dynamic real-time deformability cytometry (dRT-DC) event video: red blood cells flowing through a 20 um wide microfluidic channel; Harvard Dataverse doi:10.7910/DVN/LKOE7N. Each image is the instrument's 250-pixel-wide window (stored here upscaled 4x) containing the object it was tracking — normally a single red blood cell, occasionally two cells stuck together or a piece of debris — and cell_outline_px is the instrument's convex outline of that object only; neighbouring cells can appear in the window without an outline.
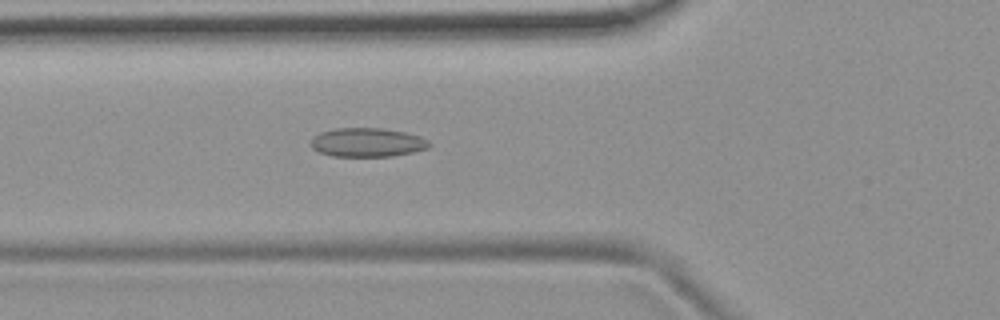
{"species": "common noctule bat (a hibernating species)", "species_latin": "Nyctalus noctula", "temperature_condition": "room temperature", "stored_images_in_passage": 53, "camera_frame_rate_fps": 3000, "um_per_image_px": 0.085, "animal": {"sex": "female", "body_mass_g": 19.9}, "frame": {"image": 1, "passage_image": 19, "time_ms": 6.0, "image_size_px": [1000, 320], "cell_outline_px": [[432, 144], [428, 148], [412, 152], [392, 156], [332, 156], [320, 152], [312, 148], [312, 140], [320, 132], [336, 128], [380, 128], [404, 132], [420, 136], [428, 140]], "centroid_in_image_um": [31.25, 12.1], "position_along_channel_um": 94.5, "area_um2": 19.77}}
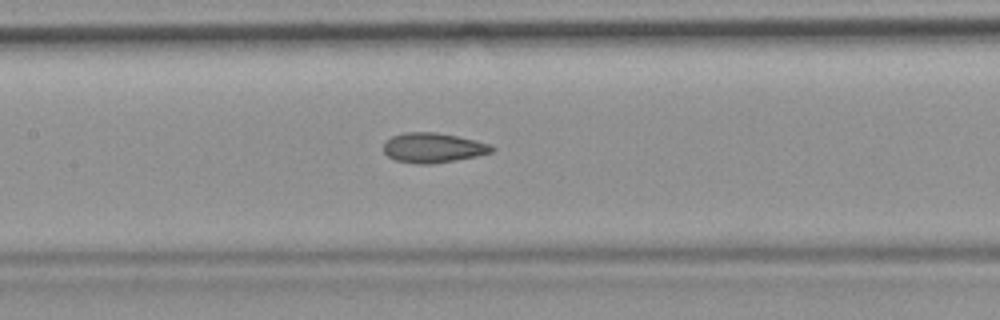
{"frame": {"image": 2, "passage_image": 25, "time_ms": 8.0, "image_size_px": [1000, 320], "cell_outline_px": [[496, 148], [492, 152], [476, 156], [456, 160], [432, 164], [420, 164], [396, 160], [388, 156], [384, 152], [384, 144], [392, 136], [404, 132], [436, 132], [476, 140], [492, 144]], "centroid_in_image_um": [36.85, 12.55], "position_along_channel_um": 170.6, "area_um2": 18.79}}
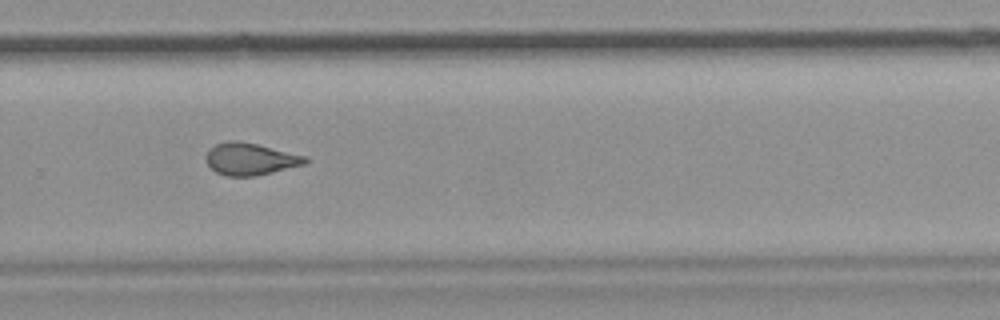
{"frame": {"image": 3, "passage_image": 36, "time_ms": 11.667, "image_size_px": [1000, 320], "cell_outline_px": [[308, 164], [256, 176], [224, 176], [216, 172], [204, 160], [204, 156], [208, 148], [216, 144], [228, 140], [236, 140], [256, 144], [308, 156]], "centroid_in_image_um": [21.27, 13.52], "position_along_channel_um": 308.5, "area_um2": 18.9}, "authors_computed_cell_mechanics": {"area_um2": 18.785, "velocity_mm_per_s": 3.7801, "shape_relaxation_time_tau1_ms": null, "shape_relaxation_time_tau2_ms": 2.0476, "deformation_change_tau1": null, "deformation_change_tau2": 0.0779}}